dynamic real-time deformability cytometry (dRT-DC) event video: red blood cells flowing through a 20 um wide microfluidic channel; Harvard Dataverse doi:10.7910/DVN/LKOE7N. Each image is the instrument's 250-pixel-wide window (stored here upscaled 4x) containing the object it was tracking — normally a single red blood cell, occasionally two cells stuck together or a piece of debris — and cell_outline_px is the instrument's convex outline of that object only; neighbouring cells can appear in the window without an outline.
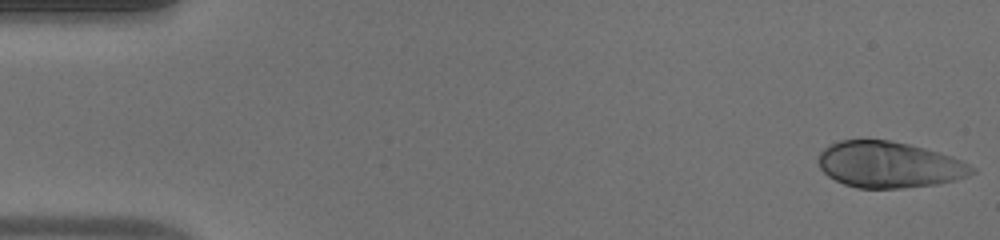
{"species": "human", "species_latin": "Homo sapiens", "temperature_condition": "warm", "stored_images_in_passage": 48, "camera_frame_rate_fps": 3000, "um_per_image_px": 0.085, "donor": {"sex": "male"}, "frame": {"image": 1, "passage_image": 1, "time_ms": 0.0, "image_size_px": [1000, 240], "cell_outline_px": [[976, 172], [968, 176], [956, 180], [936, 184], [900, 188], [860, 188], [844, 184], [828, 176], [820, 168], [820, 152], [824, 148], [840, 140], [888, 140], [908, 144], [924, 148], [952, 156], [976, 168]], "centroid_in_image_um": [75.6, 14.0], "position_along_channel_um": 9.4, "area_um2": 40.98}}
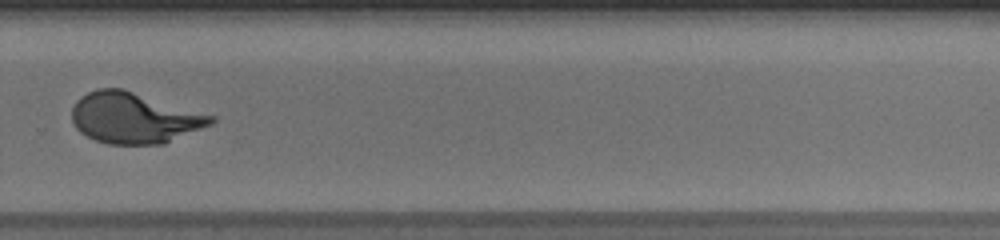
{"frame": {"image": 2, "passage_image": 33, "time_ms": 10.667, "image_size_px": [1000, 240], "cell_outline_px": [[216, 120], [212, 124], [164, 144], [108, 144], [96, 140], [80, 132], [76, 128], [72, 120], [72, 108], [76, 100], [80, 96], [88, 92], [100, 88], [124, 88], [216, 116]], "centroid_in_image_um": [11.42, 10.01], "position_along_channel_um": 318.4, "area_um2": 41.5}}
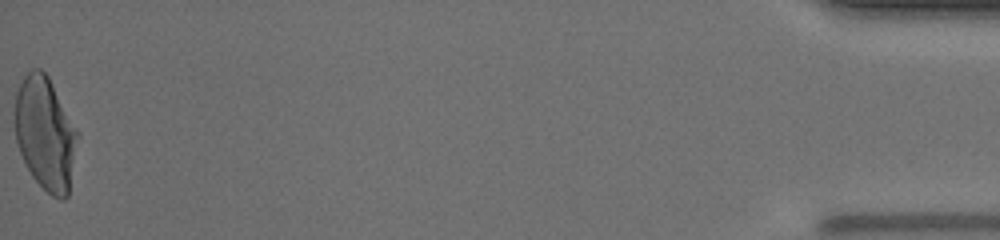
{"frame": {"image": 3, "passage_image": 48, "time_ms": 15.667, "image_size_px": [1000, 240], "cell_outline_px": [[80, 136], [68, 196], [64, 200], [60, 200], [52, 196], [32, 176], [20, 152], [16, 140], [16, 92], [24, 76], [32, 68], [40, 68], [48, 76], [80, 132]], "centroid_in_image_um": [3.91, 11.36], "position_along_channel_um": 431.3, "area_um2": 41.5}}